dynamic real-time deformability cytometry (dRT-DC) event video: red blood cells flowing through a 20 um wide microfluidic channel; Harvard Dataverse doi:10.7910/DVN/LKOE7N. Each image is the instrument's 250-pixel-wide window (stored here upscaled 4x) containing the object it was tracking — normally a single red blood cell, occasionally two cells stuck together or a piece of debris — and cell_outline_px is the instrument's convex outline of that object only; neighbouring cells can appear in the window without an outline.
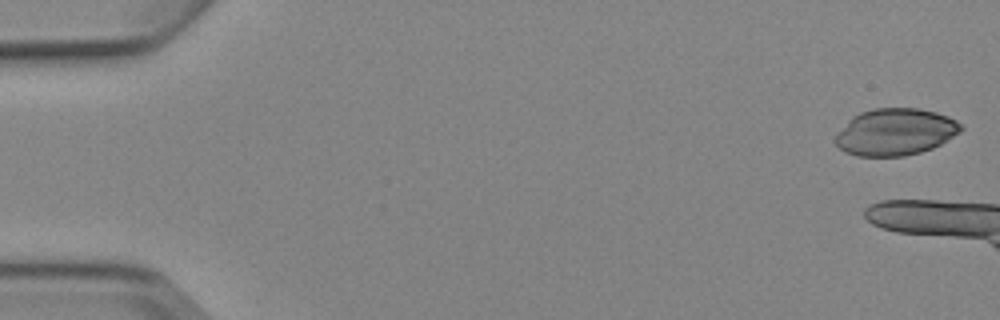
{"species": "Egyptian fruit bat (a non-hibernating species)", "species_latin": "Rousettus aegyptiacus", "temperature_condition": "cold", "stored_images_in_passage": 7, "camera_frame_rate_fps": 3000, "um_per_image_px": 0.085, "animal": {"sex": "female"}, "frame": {"image": 1, "passage_image": 1, "time_ms": 0.0, "image_size_px": [1000, 320], "cell_outline_px": [[964, 128], [960, 132], [940, 144], [932, 148], [920, 152], [904, 156], [856, 156], [844, 152], [832, 140], [836, 132], [852, 116], [860, 112], [872, 108], [920, 108], [936, 112], [948, 116], [956, 120]], "centroid_in_image_um": [76.06, 11.21], "position_along_channel_um": 8.9, "area_um2": 34.62}}